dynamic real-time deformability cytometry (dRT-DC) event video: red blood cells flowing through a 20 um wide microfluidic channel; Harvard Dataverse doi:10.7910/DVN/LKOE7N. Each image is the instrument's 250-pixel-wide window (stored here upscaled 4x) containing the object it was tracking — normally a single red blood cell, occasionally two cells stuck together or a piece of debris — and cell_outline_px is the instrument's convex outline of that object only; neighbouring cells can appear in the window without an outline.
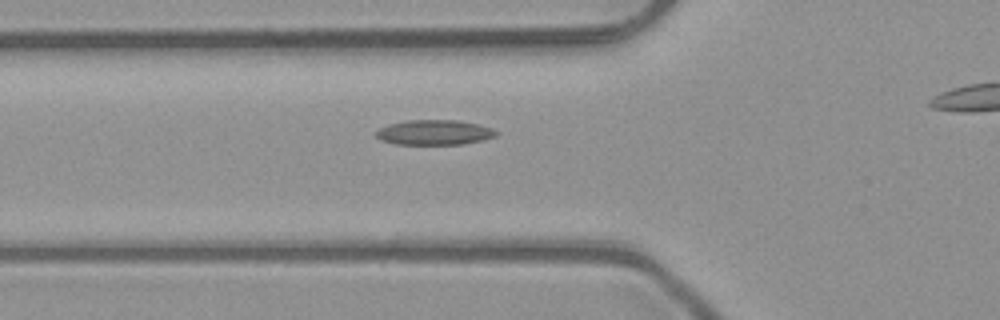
{"species": "common noctule bat (a hibernating species)", "species_latin": "Nyctalus noctula", "temperature_condition": "room temperature", "stored_images_in_passage": 4, "camera_frame_rate_fps": 3000, "um_per_image_px": 0.085, "animal": {"sex": "male", "body_mass_g": 23.1, "forearm_length_mm": 52.7}, "frame": {"image": 1, "passage_image": 4, "time_ms": 1.0, "image_size_px": [1000, 320], "cell_outline_px": [[500, 132], [496, 136], [484, 140], [464, 144], [396, 144], [380, 140], [372, 132], [388, 124], [408, 120], [456, 120], [476, 124], [492, 128]], "centroid_in_image_um": [36.91, 11.26], "position_along_channel_um": 88.9, "area_um2": 17.63}}